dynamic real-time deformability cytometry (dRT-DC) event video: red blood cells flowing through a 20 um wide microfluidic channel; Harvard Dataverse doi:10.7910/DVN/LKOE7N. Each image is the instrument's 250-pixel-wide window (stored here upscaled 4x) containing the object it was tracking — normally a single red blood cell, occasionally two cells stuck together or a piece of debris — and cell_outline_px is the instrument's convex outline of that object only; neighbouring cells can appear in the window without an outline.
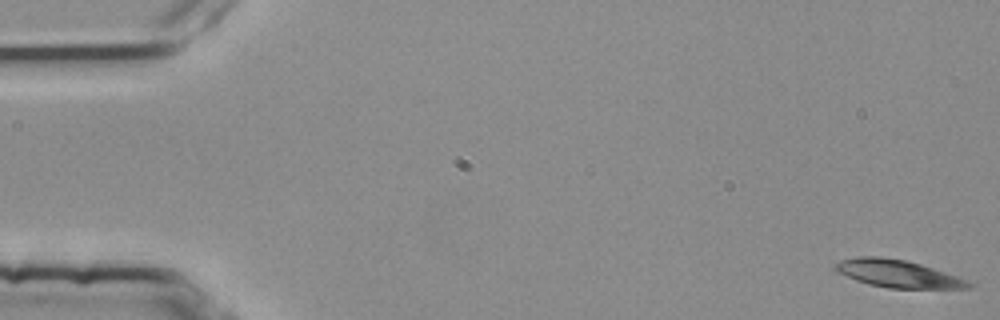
{"species": "common noctule bat (a hibernating species)", "species_latin": "Nyctalus noctula", "temperature_condition": "room temperature", "stored_images_in_passage": 3, "camera_frame_rate_fps": 3000, "um_per_image_px": 0.085, "animal": {"sex": "female", "body_mass_g": 25.1}, "frame": {"image": 1, "passage_image": 1, "time_ms": 0.0, "image_size_px": [1000, 320], "cell_outline_px": [[972, 284], [968, 288], [888, 288], [868, 284], [856, 280], [836, 272], [832, 268], [832, 264], [840, 260], [856, 256], [880, 256], [904, 260], [920, 264], [968, 280]], "centroid_in_image_um": [76.21, 23.25], "position_along_channel_um": 8.8, "area_um2": 21.33}}
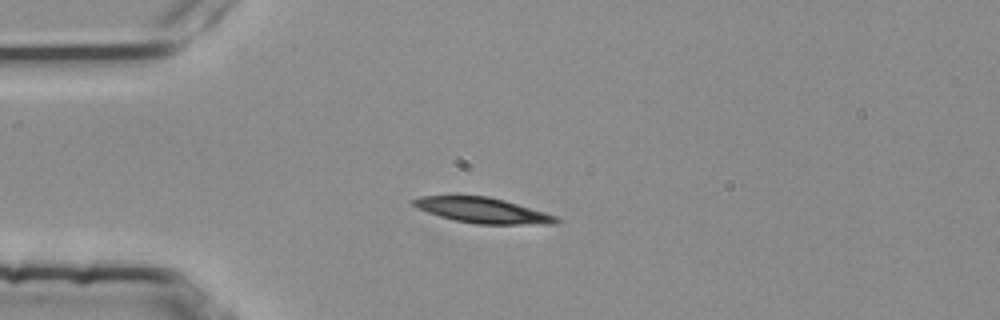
{"frame": {"image": 2, "passage_image": 3, "time_ms": 0.667, "image_size_px": [1000, 320], "cell_outline_px": [[560, 220], [556, 224], [476, 224], [456, 220], [440, 216], [416, 208], [408, 200], [420, 196], [488, 196], [504, 200], [544, 212], [556, 216]], "centroid_in_image_um": [40.99, 17.88], "position_along_channel_um": 44.0, "area_um2": 20.98}}